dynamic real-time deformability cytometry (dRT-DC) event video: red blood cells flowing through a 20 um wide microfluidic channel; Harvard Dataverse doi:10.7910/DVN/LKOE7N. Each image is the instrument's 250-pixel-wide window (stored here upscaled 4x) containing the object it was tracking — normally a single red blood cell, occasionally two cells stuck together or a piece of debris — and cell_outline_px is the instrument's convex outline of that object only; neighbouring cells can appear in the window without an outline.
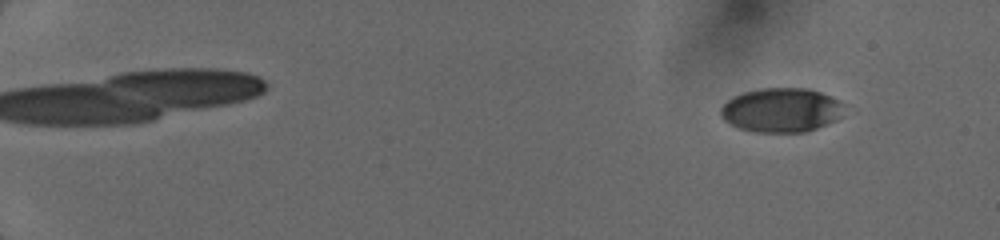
{"species": "human", "species_latin": "Homo sapiens", "temperature_condition": "cold", "stored_images_in_passage": 21, "camera_frame_rate_fps": 3000, "um_per_image_px": 0.085, "donor": {"sex": "female"}, "frame": {"image": 1, "passage_image": 3, "time_ms": 1.333, "image_size_px": [1000, 240], "cell_outline_px": [[844, 104], [840, 116], [836, 120], [816, 128], [804, 132], [752, 132], [728, 124], [720, 116], [720, 108], [732, 96], [744, 92], [760, 88], [808, 88], [820, 92]], "centroid_in_image_um": [66.35, 9.36], "position_along_channel_um": 18.6, "area_um2": 31.79}}
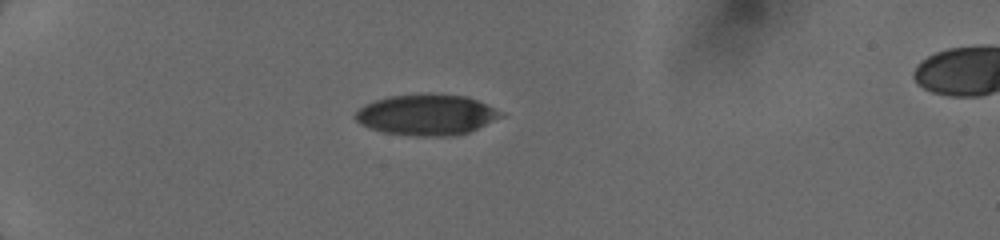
{"frame": {"image": 2, "passage_image": 14, "time_ms": 5.0, "image_size_px": [1000, 240], "cell_outline_px": [[504, 116], [468, 132], [456, 136], [416, 136], [384, 132], [368, 128], [360, 124], [352, 116], [364, 104], [388, 96], [428, 92], [468, 96], [504, 112]], "centroid_in_image_um": [36.25, 9.74], "position_along_channel_um": 48.7, "area_um2": 35.14}}